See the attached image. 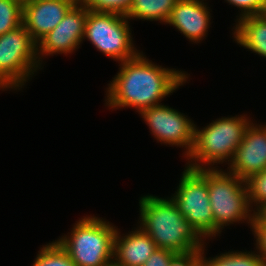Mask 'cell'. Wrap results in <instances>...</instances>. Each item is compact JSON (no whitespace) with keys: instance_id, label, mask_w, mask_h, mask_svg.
Returning <instances> with one entry per match:
<instances>
[{"instance_id":"6da1fadb","label":"cell","mask_w":266,"mask_h":266,"mask_svg":"<svg viewBox=\"0 0 266 266\" xmlns=\"http://www.w3.org/2000/svg\"><path fill=\"white\" fill-rule=\"evenodd\" d=\"M119 71L106 88L105 106L134 108L140 112L161 105L162 100L187 82L186 72L154 64L141 51L136 57L119 62Z\"/></svg>"},{"instance_id":"7a4b0ae2","label":"cell","mask_w":266,"mask_h":266,"mask_svg":"<svg viewBox=\"0 0 266 266\" xmlns=\"http://www.w3.org/2000/svg\"><path fill=\"white\" fill-rule=\"evenodd\" d=\"M139 224L157 248L185 252L204 247L205 239L183 216L173 200L155 195L139 199Z\"/></svg>"},{"instance_id":"3957f363","label":"cell","mask_w":266,"mask_h":266,"mask_svg":"<svg viewBox=\"0 0 266 266\" xmlns=\"http://www.w3.org/2000/svg\"><path fill=\"white\" fill-rule=\"evenodd\" d=\"M246 116L222 117L213 120L202 129L195 125L194 146L187 157V167L214 169L220 163L228 164L251 122Z\"/></svg>"},{"instance_id":"277c9868","label":"cell","mask_w":266,"mask_h":266,"mask_svg":"<svg viewBox=\"0 0 266 266\" xmlns=\"http://www.w3.org/2000/svg\"><path fill=\"white\" fill-rule=\"evenodd\" d=\"M218 168L196 169L206 180L214 217V237L234 223L252 225L255 212L250 206L246 182Z\"/></svg>"},{"instance_id":"5b68a950","label":"cell","mask_w":266,"mask_h":266,"mask_svg":"<svg viewBox=\"0 0 266 266\" xmlns=\"http://www.w3.org/2000/svg\"><path fill=\"white\" fill-rule=\"evenodd\" d=\"M116 229L103 218L86 215L56 241L76 266H109L113 263Z\"/></svg>"},{"instance_id":"8992f818","label":"cell","mask_w":266,"mask_h":266,"mask_svg":"<svg viewBox=\"0 0 266 266\" xmlns=\"http://www.w3.org/2000/svg\"><path fill=\"white\" fill-rule=\"evenodd\" d=\"M41 68L37 43L22 25L0 36V90H20Z\"/></svg>"},{"instance_id":"52a82bcc","label":"cell","mask_w":266,"mask_h":266,"mask_svg":"<svg viewBox=\"0 0 266 266\" xmlns=\"http://www.w3.org/2000/svg\"><path fill=\"white\" fill-rule=\"evenodd\" d=\"M129 21L126 16L116 13L87 10L83 41L88 39L97 51L115 61L130 60L140 50L134 45Z\"/></svg>"},{"instance_id":"ba28073f","label":"cell","mask_w":266,"mask_h":266,"mask_svg":"<svg viewBox=\"0 0 266 266\" xmlns=\"http://www.w3.org/2000/svg\"><path fill=\"white\" fill-rule=\"evenodd\" d=\"M176 190L170 197L179 212L205 240L209 237L212 239L214 217L205 178L196 169L186 166Z\"/></svg>"},{"instance_id":"9c48e42d","label":"cell","mask_w":266,"mask_h":266,"mask_svg":"<svg viewBox=\"0 0 266 266\" xmlns=\"http://www.w3.org/2000/svg\"><path fill=\"white\" fill-rule=\"evenodd\" d=\"M144 122L149 126L152 136L161 144L182 147L187 158L194 146L195 124L184 113L161 104L141 110Z\"/></svg>"},{"instance_id":"30bf717a","label":"cell","mask_w":266,"mask_h":266,"mask_svg":"<svg viewBox=\"0 0 266 266\" xmlns=\"http://www.w3.org/2000/svg\"><path fill=\"white\" fill-rule=\"evenodd\" d=\"M87 9L77 1L61 22L37 43V55L42 66L43 57L72 54L83 42Z\"/></svg>"},{"instance_id":"8fae6325","label":"cell","mask_w":266,"mask_h":266,"mask_svg":"<svg viewBox=\"0 0 266 266\" xmlns=\"http://www.w3.org/2000/svg\"><path fill=\"white\" fill-rule=\"evenodd\" d=\"M227 172L243 181L266 169V125L252 121L245 129L243 140L228 163Z\"/></svg>"},{"instance_id":"7c38bea8","label":"cell","mask_w":266,"mask_h":266,"mask_svg":"<svg viewBox=\"0 0 266 266\" xmlns=\"http://www.w3.org/2000/svg\"><path fill=\"white\" fill-rule=\"evenodd\" d=\"M79 0H28L23 2L22 24L38 43Z\"/></svg>"},{"instance_id":"4fadbf2b","label":"cell","mask_w":266,"mask_h":266,"mask_svg":"<svg viewBox=\"0 0 266 266\" xmlns=\"http://www.w3.org/2000/svg\"><path fill=\"white\" fill-rule=\"evenodd\" d=\"M204 0H177L166 22L175 27L184 37L200 43L210 27L211 13Z\"/></svg>"},{"instance_id":"5bb4252c","label":"cell","mask_w":266,"mask_h":266,"mask_svg":"<svg viewBox=\"0 0 266 266\" xmlns=\"http://www.w3.org/2000/svg\"><path fill=\"white\" fill-rule=\"evenodd\" d=\"M122 235L117 228L113 250V264L116 266H143L157 249L150 236L139 226Z\"/></svg>"},{"instance_id":"9a60e30c","label":"cell","mask_w":266,"mask_h":266,"mask_svg":"<svg viewBox=\"0 0 266 266\" xmlns=\"http://www.w3.org/2000/svg\"><path fill=\"white\" fill-rule=\"evenodd\" d=\"M232 29L238 45L266 58V13L243 17Z\"/></svg>"},{"instance_id":"2e32d148","label":"cell","mask_w":266,"mask_h":266,"mask_svg":"<svg viewBox=\"0 0 266 266\" xmlns=\"http://www.w3.org/2000/svg\"><path fill=\"white\" fill-rule=\"evenodd\" d=\"M177 0H133L128 15L129 20L167 22Z\"/></svg>"},{"instance_id":"e0dca14e","label":"cell","mask_w":266,"mask_h":266,"mask_svg":"<svg viewBox=\"0 0 266 266\" xmlns=\"http://www.w3.org/2000/svg\"><path fill=\"white\" fill-rule=\"evenodd\" d=\"M205 248L206 245L202 249V266H266L258 251H228L207 258Z\"/></svg>"},{"instance_id":"ac0fdd59","label":"cell","mask_w":266,"mask_h":266,"mask_svg":"<svg viewBox=\"0 0 266 266\" xmlns=\"http://www.w3.org/2000/svg\"><path fill=\"white\" fill-rule=\"evenodd\" d=\"M32 266H76L68 253L55 240L40 247Z\"/></svg>"},{"instance_id":"d6986e66","label":"cell","mask_w":266,"mask_h":266,"mask_svg":"<svg viewBox=\"0 0 266 266\" xmlns=\"http://www.w3.org/2000/svg\"><path fill=\"white\" fill-rule=\"evenodd\" d=\"M23 2L0 0V36L22 25Z\"/></svg>"},{"instance_id":"ffe728a7","label":"cell","mask_w":266,"mask_h":266,"mask_svg":"<svg viewBox=\"0 0 266 266\" xmlns=\"http://www.w3.org/2000/svg\"><path fill=\"white\" fill-rule=\"evenodd\" d=\"M90 11L127 16L133 0H79Z\"/></svg>"},{"instance_id":"44dd1931","label":"cell","mask_w":266,"mask_h":266,"mask_svg":"<svg viewBox=\"0 0 266 266\" xmlns=\"http://www.w3.org/2000/svg\"><path fill=\"white\" fill-rule=\"evenodd\" d=\"M248 189L249 202L256 213L266 204V169L245 181ZM253 206H255L253 208Z\"/></svg>"},{"instance_id":"7402d4cb","label":"cell","mask_w":266,"mask_h":266,"mask_svg":"<svg viewBox=\"0 0 266 266\" xmlns=\"http://www.w3.org/2000/svg\"><path fill=\"white\" fill-rule=\"evenodd\" d=\"M234 7H237L241 12L237 15L239 20L250 15H258L266 13V0H224Z\"/></svg>"},{"instance_id":"603a6c76","label":"cell","mask_w":266,"mask_h":266,"mask_svg":"<svg viewBox=\"0 0 266 266\" xmlns=\"http://www.w3.org/2000/svg\"><path fill=\"white\" fill-rule=\"evenodd\" d=\"M202 249L196 248L185 252H175L171 256L170 266H202Z\"/></svg>"},{"instance_id":"cb8c5ba5","label":"cell","mask_w":266,"mask_h":266,"mask_svg":"<svg viewBox=\"0 0 266 266\" xmlns=\"http://www.w3.org/2000/svg\"><path fill=\"white\" fill-rule=\"evenodd\" d=\"M251 231L256 239V249L266 264V223L256 214L251 225Z\"/></svg>"},{"instance_id":"d4e9b609","label":"cell","mask_w":266,"mask_h":266,"mask_svg":"<svg viewBox=\"0 0 266 266\" xmlns=\"http://www.w3.org/2000/svg\"><path fill=\"white\" fill-rule=\"evenodd\" d=\"M175 252L157 248L143 266H170L171 256Z\"/></svg>"},{"instance_id":"484cf974","label":"cell","mask_w":266,"mask_h":266,"mask_svg":"<svg viewBox=\"0 0 266 266\" xmlns=\"http://www.w3.org/2000/svg\"><path fill=\"white\" fill-rule=\"evenodd\" d=\"M264 223H266V204L263 205L256 213H255Z\"/></svg>"}]
</instances>
